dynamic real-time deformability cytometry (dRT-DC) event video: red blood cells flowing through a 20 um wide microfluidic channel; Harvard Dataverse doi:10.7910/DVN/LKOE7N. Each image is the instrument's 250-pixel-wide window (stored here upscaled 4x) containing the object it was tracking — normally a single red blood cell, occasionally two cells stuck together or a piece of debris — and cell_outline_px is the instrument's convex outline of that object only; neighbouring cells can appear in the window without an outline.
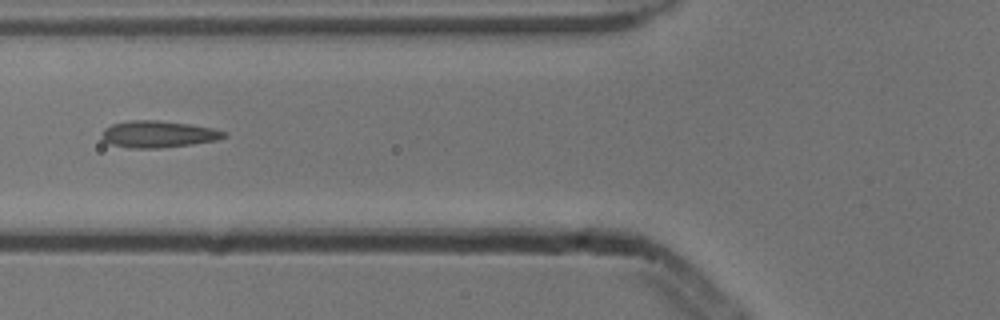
{"species": "common noctule bat (a hibernating species)", "species_latin": "Nyctalus noctula", "temperature_condition": "cold", "stored_images_in_passage": 5, "camera_frame_rate_fps": 3000, "um_per_image_px": 0.085, "animal": {"sex": "male", "body_mass_g": 13.3}, "frame": {"image": 1, "passage_image": 4, "time_ms": 1.0, "image_size_px": [1000, 320], "cell_outline_px": [[228, 136], [216, 140], [192, 144], [160, 148], [132, 148], [112, 144], [104, 140], [100, 136], [104, 128], [112, 124], [128, 120], [156, 120], [188, 124], [212, 128], [228, 132]], "centroid_in_image_um": [13.45, 11.4], "position_along_channel_um": 112.3, "area_um2": 19.02}}
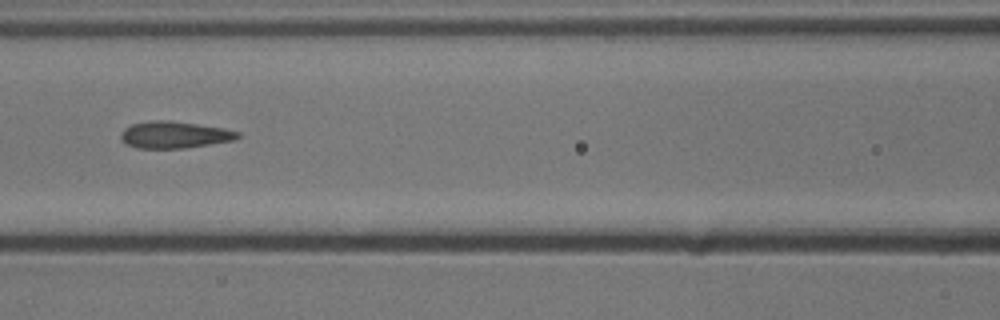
{"frame": {"image": 2, "passage_image": 5, "time_ms": 1.333, "image_size_px": [1000, 320], "cell_outline_px": [[240, 136], [232, 140], [184, 148], [136, 148], [124, 144], [120, 136], [124, 128], [132, 124], [152, 120], [168, 120], [224, 128], [240, 132]], "centroid_in_image_um": [14.78, 11.45], "position_along_channel_um": 151.8, "area_um2": 18.15}}